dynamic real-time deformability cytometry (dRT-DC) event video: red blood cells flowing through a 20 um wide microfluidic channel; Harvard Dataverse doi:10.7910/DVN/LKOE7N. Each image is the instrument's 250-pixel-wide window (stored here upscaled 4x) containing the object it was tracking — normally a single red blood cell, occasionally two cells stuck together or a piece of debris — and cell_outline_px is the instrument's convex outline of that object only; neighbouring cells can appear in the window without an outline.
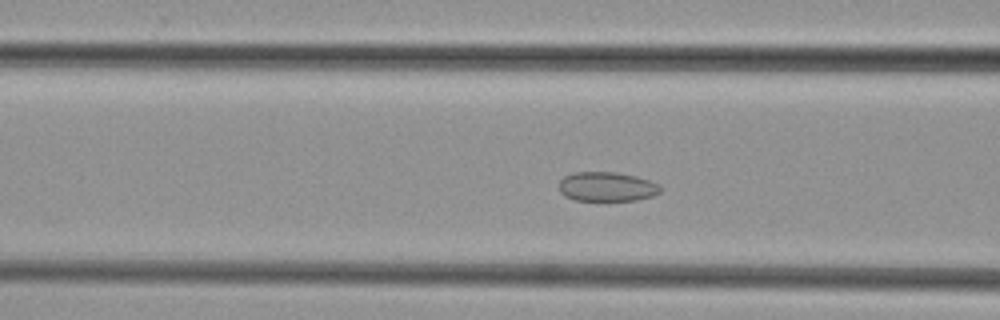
{"species": "common noctule bat (a hibernating species)", "species_latin": "Nyctalus noctula", "temperature_condition": "cold", "stored_images_in_passage": 44, "camera_frame_rate_fps": 3000, "um_per_image_px": 0.085, "animal": {"sex": "female", "body_mass_g": 29.2, "forearm_length_mm": 56.3}, "frame": {"image": 1, "passage_image": 13, "time_ms": 4.0, "image_size_px": [1000, 320], "cell_outline_px": [[664, 188], [660, 192], [652, 196], [636, 200], [572, 200], [564, 196], [560, 192], [560, 180], [564, 176], [572, 172], [616, 172], [636, 176], [660, 184]], "centroid_in_image_um": [51.59, 15.86], "position_along_channel_um": 115.0, "area_um2": 17.51}}
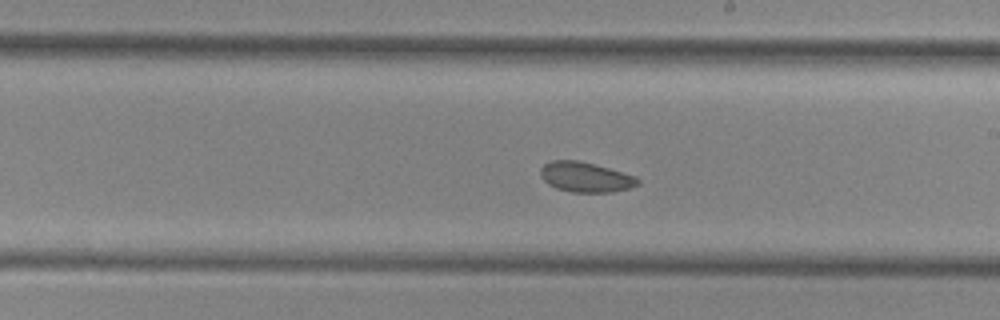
{"frame": {"image": 2, "passage_image": 22, "time_ms": 7.0, "image_size_px": [1000, 320], "cell_outline_px": [[640, 184], [628, 188], [612, 192], [572, 192], [556, 188], [548, 184], [540, 176], [540, 168], [544, 164], [552, 160], [580, 160], [596, 164], [636, 176], [640, 180]], "centroid_in_image_um": [49.77, 15.04], "position_along_channel_um": 239.2, "area_um2": 17.17}}
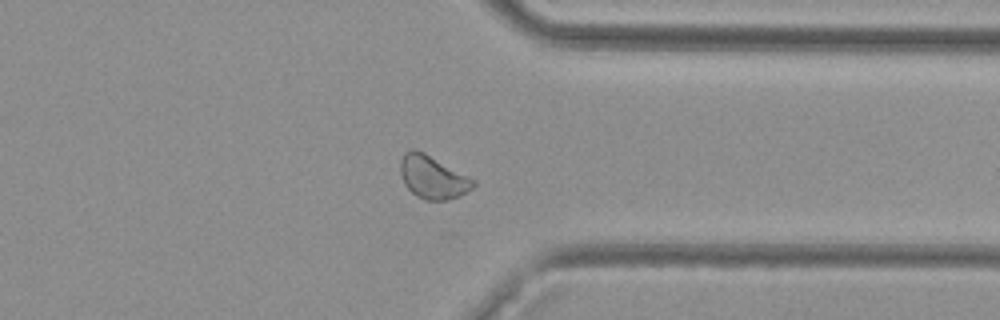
{"frame": {"image": 3, "passage_image": 32, "time_ms": 10.333, "image_size_px": [1000, 320], "cell_outline_px": [[476, 184], [472, 188], [460, 196], [444, 200], [424, 200], [416, 196], [404, 184], [400, 172], [400, 160], [404, 152], [412, 148], [424, 152], [476, 180]], "centroid_in_image_um": [36.77, 15.05], "position_along_channel_um": 374.6, "area_um2": 18.32}}